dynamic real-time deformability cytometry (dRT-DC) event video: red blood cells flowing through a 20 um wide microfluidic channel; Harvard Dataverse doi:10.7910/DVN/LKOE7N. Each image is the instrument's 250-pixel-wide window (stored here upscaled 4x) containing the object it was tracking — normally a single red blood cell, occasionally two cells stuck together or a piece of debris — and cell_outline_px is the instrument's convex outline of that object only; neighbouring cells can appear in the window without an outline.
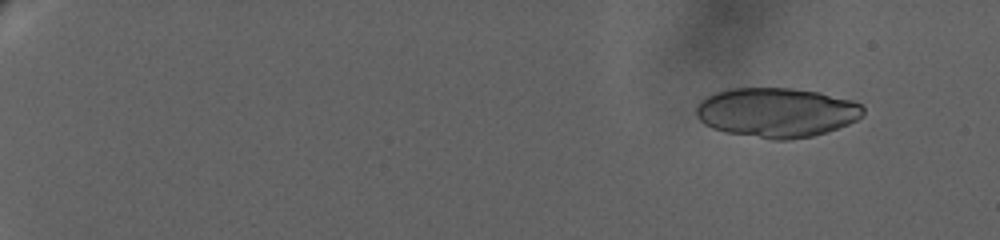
{"species": "human", "species_latin": "Homo sapiens", "temperature_condition": "warm", "stored_images_in_passage": 31, "segment_of_instrument_passage": [1, 2], "camera_frame_rate_fps": 3000, "um_per_image_px": 0.085, "donor": {"sex": "female"}, "frame": {"image": 1, "passage_image": 3, "time_ms": 2.333, "image_size_px": [1000, 240], "cell_outline_px": [[864, 116], [848, 124], [812, 136], [792, 140], [772, 140], [724, 132], [712, 128], [704, 124], [696, 116], [696, 104], [700, 100], [712, 92], [728, 88], [792, 88], [820, 92], [852, 100], [860, 104], [864, 108]], "centroid_in_image_um": [65.97, 9.55], "position_along_channel_um": 19.0, "area_um2": 48.78}}
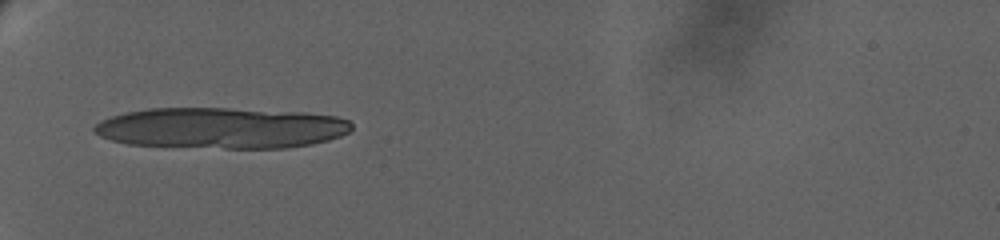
{"frame": {"image": 2, "passage_image": 10, "time_ms": 9.667, "image_size_px": [1000, 240], "cell_outline_px": [[352, 128], [348, 132], [340, 136], [328, 140], [312, 144], [288, 148], [224, 148], [128, 144], [112, 140], [100, 136], [92, 132], [92, 128], [100, 120], [112, 116], [128, 112], [148, 108], [228, 108], [304, 112], [336, 116], [348, 120], [352, 124]], "centroid_in_image_um": [18.81, 10.87], "position_along_channel_um": 66.2, "area_um2": 61.61}}